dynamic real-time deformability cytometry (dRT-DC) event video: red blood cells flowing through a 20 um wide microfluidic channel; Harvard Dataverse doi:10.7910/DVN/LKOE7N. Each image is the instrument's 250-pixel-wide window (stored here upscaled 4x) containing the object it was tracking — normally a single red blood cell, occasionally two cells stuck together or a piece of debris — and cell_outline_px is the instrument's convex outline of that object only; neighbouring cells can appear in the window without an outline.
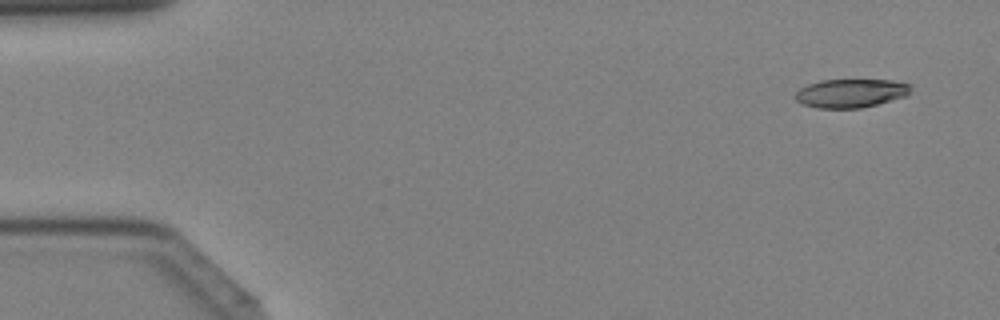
{"species": "Egyptian fruit bat (a non-hibernating species)", "species_latin": "Rousettus aegyptiacus", "temperature_condition": "cold", "stored_images_in_passage": 43, "camera_frame_rate_fps": 3000, "um_per_image_px": 0.085, "animal": {"sex": "female"}, "frame": {"image": 1, "passage_image": 3, "time_ms": 0.667, "image_size_px": [1000, 320], "cell_outline_px": [[912, 84], [908, 96], [860, 108], [816, 108], [804, 104], [796, 100], [796, 92], [800, 88], [808, 84], [820, 80], [892, 80]], "centroid_in_image_um": [72.35, 7.91], "position_along_channel_um": 12.7, "area_um2": 19.25}}
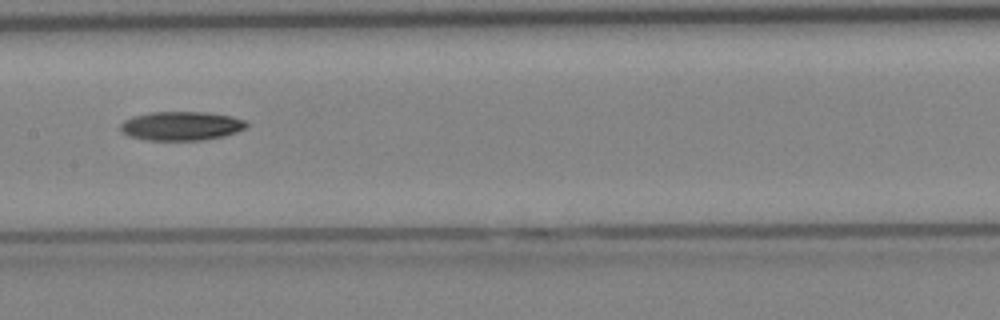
{"frame": {"image": 2, "passage_image": 22, "time_ms": 7.0, "image_size_px": [1000, 320], "cell_outline_px": [[248, 124], [244, 128], [236, 132], [224, 136], [204, 140], [148, 140], [128, 136], [120, 132], [120, 124], [124, 120], [132, 116], [152, 112], [204, 112], [232, 116], [244, 120]], "centroid_in_image_um": [15.37, 10.7], "position_along_channel_um": 192.0, "area_um2": 21.33}}
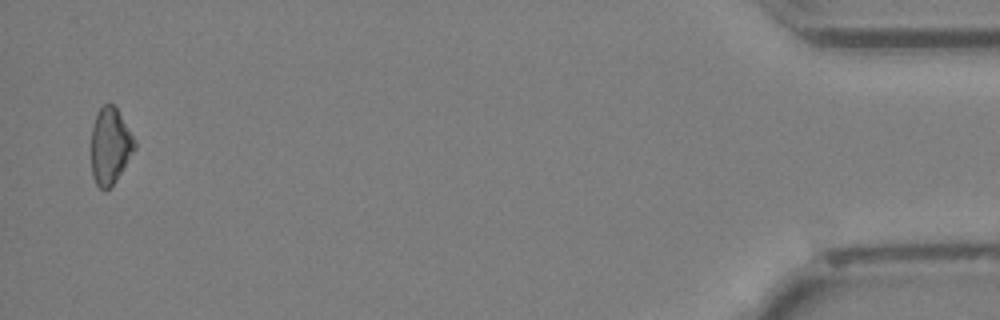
{"frame": {"image": 3, "passage_image": 42, "time_ms": 13.667, "image_size_px": [1000, 320], "cell_outline_px": [[136, 148], [116, 180], [104, 192], [96, 184], [92, 176], [92, 128], [96, 112], [104, 104], [112, 104], [116, 108], [136, 140]], "centroid_in_image_um": [9.36, 12.41], "position_along_channel_um": 425.8, "area_um2": 19.19}}